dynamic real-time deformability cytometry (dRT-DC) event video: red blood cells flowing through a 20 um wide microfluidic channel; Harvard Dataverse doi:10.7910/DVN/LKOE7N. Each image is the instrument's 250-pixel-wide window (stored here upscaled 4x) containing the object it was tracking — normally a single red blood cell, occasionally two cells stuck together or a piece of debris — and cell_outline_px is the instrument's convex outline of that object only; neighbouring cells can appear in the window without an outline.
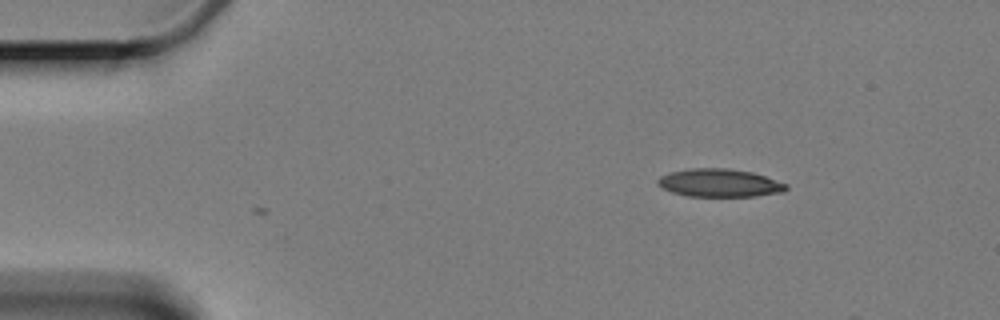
{"species": "Egyptian fruit bat (a non-hibernating species)", "species_latin": "Rousettus aegyptiacus", "temperature_condition": "cold", "stored_images_in_passage": 3, "camera_frame_rate_fps": 3000, "um_per_image_px": 0.085, "animal": {"sex": "female"}, "frame": {"image": 1, "passage_image": 3, "time_ms": 3.333, "image_size_px": [1000, 320], "cell_outline_px": [[788, 188], [784, 192], [756, 196], [688, 196], [672, 192], [656, 184], [656, 180], [660, 176], [668, 172], [692, 168], [728, 168], [752, 172], [788, 184]], "centroid_in_image_um": [61.15, 15.54], "position_along_channel_um": 23.8, "area_um2": 21.04}}